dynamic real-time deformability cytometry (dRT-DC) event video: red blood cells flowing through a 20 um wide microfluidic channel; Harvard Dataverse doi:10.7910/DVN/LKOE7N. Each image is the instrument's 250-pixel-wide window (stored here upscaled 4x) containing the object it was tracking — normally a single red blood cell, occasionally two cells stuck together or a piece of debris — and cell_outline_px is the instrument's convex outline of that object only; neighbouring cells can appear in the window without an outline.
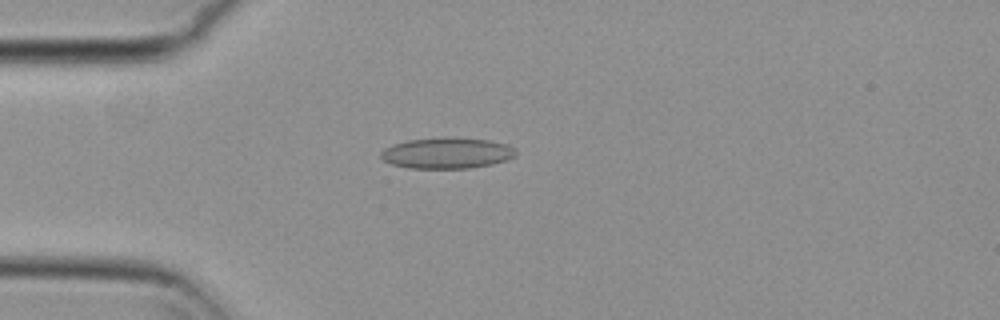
{"species": "common noctule bat (a hibernating species)", "species_latin": "Nyctalus noctula", "temperature_condition": "cold", "stored_images_in_passage": 55, "camera_frame_rate_fps": 3000, "um_per_image_px": 0.085, "animal": {"sex": "female", "body_mass_g": 29.2, "forearm_length_mm": 56.3}, "frame": {"image": 1, "passage_image": 15, "time_ms": 4.667, "image_size_px": [1000, 320], "cell_outline_px": [[516, 156], [508, 160], [492, 164], [472, 168], [408, 168], [392, 164], [384, 160], [380, 156], [380, 152], [384, 148], [392, 144], [408, 140], [448, 136], [488, 140], [508, 144], [516, 152]], "centroid_in_image_um": [37.99, 13.0], "position_along_channel_um": 47.0, "area_um2": 24.62}}
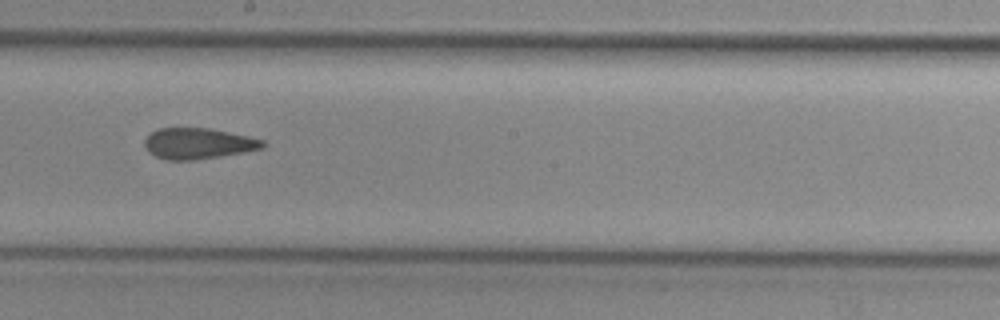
{"frame": {"image": 2, "passage_image": 31, "time_ms": 10.0, "image_size_px": [1000, 320], "cell_outline_px": [[268, 144], [264, 148], [244, 152], [196, 160], [164, 160], [148, 152], [144, 144], [144, 140], [156, 128], [208, 128], [248, 136], [264, 140]], "centroid_in_image_um": [16.85, 12.2], "position_along_channel_um": 231.3, "area_um2": 21.39}}
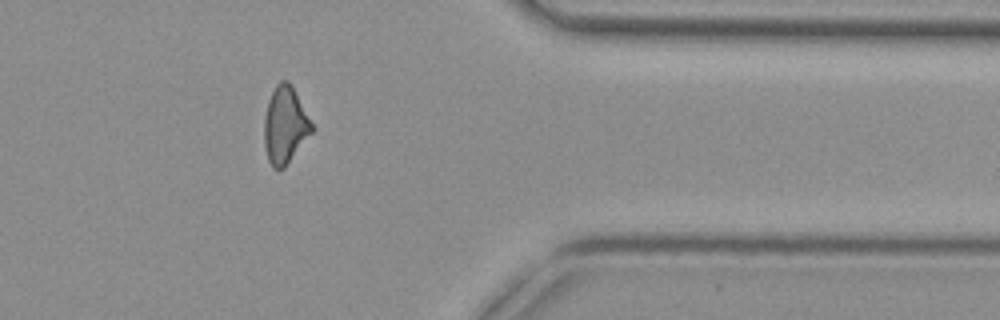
{"frame": {"image": 3, "passage_image": 45, "time_ms": 14.667, "image_size_px": [1000, 320], "cell_outline_px": [[316, 128], [284, 168], [272, 168], [268, 160], [264, 144], [264, 116], [268, 100], [276, 84], [280, 80], [288, 80], [292, 84]], "centroid_in_image_um": [24.25, 10.61], "position_along_channel_um": 387.1, "area_um2": 21.73}, "authors_computed_cell_mechanics": {"area_um2": 22.1374, "velocity_mm_per_s": 3.7339, "shape_relaxation_time_tau1_ms": null, "shape_relaxation_time_tau2_ms": 2.3099, "deformation_change_tau1": null, "deformation_change_tau2": 0.0868}}